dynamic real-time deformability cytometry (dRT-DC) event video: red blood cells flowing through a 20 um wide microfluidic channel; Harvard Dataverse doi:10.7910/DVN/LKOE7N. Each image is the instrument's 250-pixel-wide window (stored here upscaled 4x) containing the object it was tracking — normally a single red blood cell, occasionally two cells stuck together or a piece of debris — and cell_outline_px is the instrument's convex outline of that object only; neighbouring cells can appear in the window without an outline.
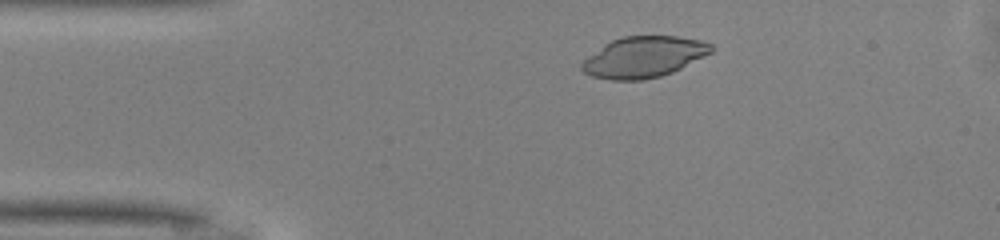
{"species": "common noctule bat (a hibernating species)", "species_latin": "Nyctalus noctula", "temperature_condition": "warm", "stored_images_in_passage": 35, "camera_frame_rate_fps": 3000, "um_per_image_px": 0.085, "animal": {"sex": "male", "body_mass_g": 13.0, "forearm_length_mm": 53.1}, "frame": {"image": 1, "passage_image": 6, "time_ms": 1.667, "image_size_px": [1000, 240], "cell_outline_px": [[712, 52], [672, 72], [660, 76], [644, 80], [612, 80], [592, 76], [584, 72], [580, 68], [580, 64], [588, 56], [604, 44], [612, 40], [624, 36], [676, 36], [700, 40], [712, 44]], "centroid_in_image_um": [54.69, 4.85], "position_along_channel_um": 30.3, "area_um2": 30.69}}